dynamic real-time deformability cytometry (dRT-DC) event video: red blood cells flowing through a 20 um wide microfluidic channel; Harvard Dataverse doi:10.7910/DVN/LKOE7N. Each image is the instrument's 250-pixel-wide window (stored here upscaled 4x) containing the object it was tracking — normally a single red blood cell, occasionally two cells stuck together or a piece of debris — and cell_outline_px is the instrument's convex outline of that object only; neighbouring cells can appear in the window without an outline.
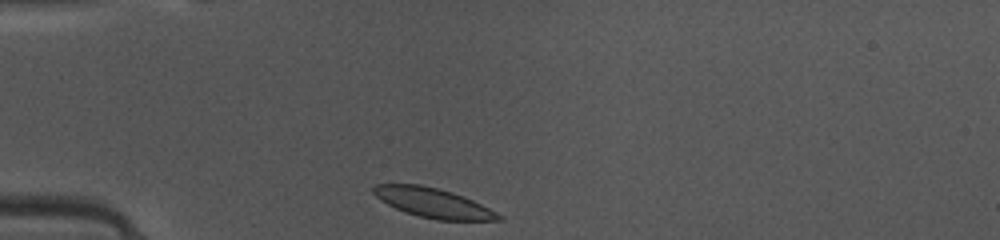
{"species": "common noctule bat (a hibernating species)", "species_latin": "Nyctalus noctula", "temperature_condition": "warm", "stored_images_in_passage": 36, "camera_frame_rate_fps": 3000, "um_per_image_px": 0.085, "animal": {"sex": "female", "body_mass_g": 10.0, "forearm_length_mm": 53.1}, "frame": {"image": 1, "passage_image": 1, "time_ms": 0.0, "image_size_px": [1000, 240], "cell_outline_px": [[504, 220], [436, 220], [420, 216], [396, 208], [380, 200], [372, 192], [372, 188], [376, 184], [420, 184], [452, 192], [472, 200], [504, 216]], "centroid_in_image_um": [36.82, 17.24], "position_along_channel_um": 48.2, "area_um2": 21.21}}
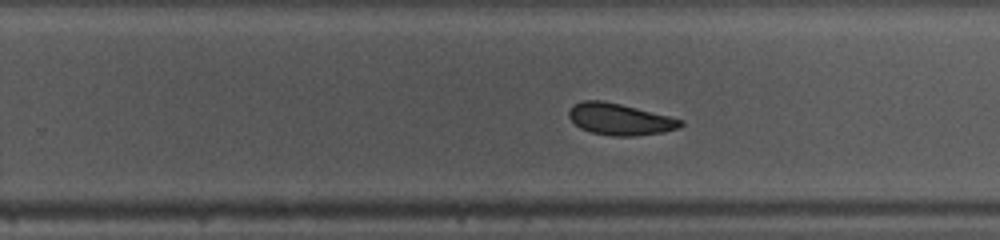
{"frame": {"image": 2, "passage_image": 19, "time_ms": 6.0, "image_size_px": [1000, 240], "cell_outline_px": [[684, 124], [680, 128], [664, 132], [636, 136], [612, 136], [592, 132], [580, 128], [568, 116], [568, 112], [572, 104], [584, 100], [600, 100], [620, 104], [684, 120]], "centroid_in_image_um": [52.69, 10.14], "position_along_channel_um": 277.1, "area_um2": 20.52}}
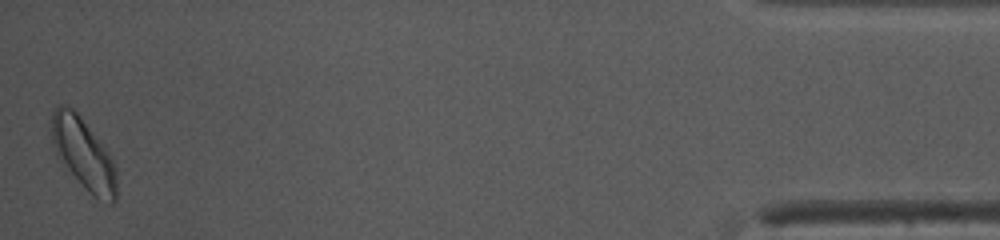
{"frame": {"image": 3, "passage_image": 36, "time_ms": 11.667, "image_size_px": [1000, 240], "cell_outline_px": [[116, 200], [112, 204], [108, 204], [96, 196], [68, 168], [56, 152], [52, 140], [52, 112], [60, 104], [64, 104], [72, 108], [80, 116], [100, 140], [108, 152], [116, 168]], "centroid_in_image_um": [7.13, 13.02], "position_along_channel_um": 428.1, "area_um2": 25.95}, "authors_computed_cell_mechanics": {"area_um2": 21.2415, "velocity_mm_per_s": 4.097, "shape_relaxation_time_tau1_ms": 6.6647, "shape_relaxation_time_tau2_ms": 4.2761, "deformation_change_tau1": 0.1388, "deformation_change_tau2": 0.078}}